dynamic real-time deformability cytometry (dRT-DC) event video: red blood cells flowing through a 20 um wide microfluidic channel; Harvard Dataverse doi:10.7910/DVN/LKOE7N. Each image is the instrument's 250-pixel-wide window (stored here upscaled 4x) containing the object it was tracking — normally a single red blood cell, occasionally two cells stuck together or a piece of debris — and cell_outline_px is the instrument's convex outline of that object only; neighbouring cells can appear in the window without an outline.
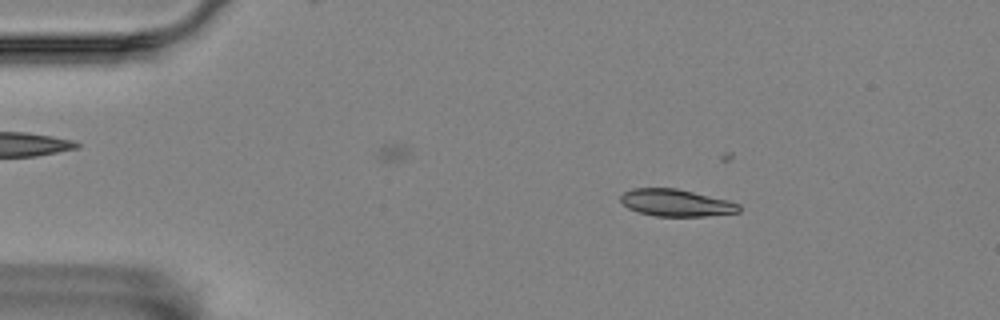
{"species": "Egyptian fruit bat (a non-hibernating species)", "species_latin": "Rousettus aegyptiacus", "temperature_condition": "room temperature", "stored_images_in_passage": 14, "camera_frame_rate_fps": 3000, "um_per_image_px": 0.085, "animal": {"sex": "female"}, "frame": {"image": 1, "passage_image": 5, "time_ms": 1.333, "image_size_px": [1000, 320], "cell_outline_px": [[740, 212], [704, 216], [656, 216], [640, 212], [628, 208], [620, 200], [620, 196], [624, 192], [632, 188], [676, 188], [728, 200], [740, 204]], "centroid_in_image_um": [57.47, 17.23], "position_along_channel_um": 27.5, "area_um2": 18.55}}
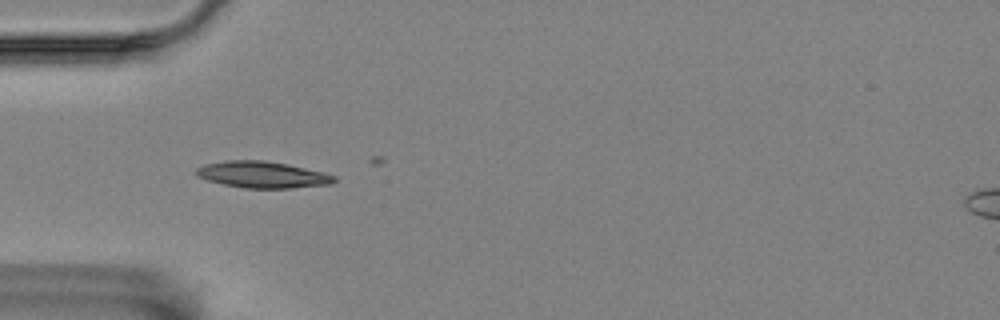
{"frame": {"image": 2, "passage_image": 13, "time_ms": 4.0, "image_size_px": [1000, 320], "cell_outline_px": [[336, 180], [332, 184], [292, 188], [244, 188], [224, 184], [208, 180], [196, 176], [192, 172], [196, 168], [204, 164], [224, 160], [264, 160], [288, 164], [336, 176]], "centroid_in_image_um": [22.25, 14.84], "position_along_channel_um": 62.8, "area_um2": 21.39}}